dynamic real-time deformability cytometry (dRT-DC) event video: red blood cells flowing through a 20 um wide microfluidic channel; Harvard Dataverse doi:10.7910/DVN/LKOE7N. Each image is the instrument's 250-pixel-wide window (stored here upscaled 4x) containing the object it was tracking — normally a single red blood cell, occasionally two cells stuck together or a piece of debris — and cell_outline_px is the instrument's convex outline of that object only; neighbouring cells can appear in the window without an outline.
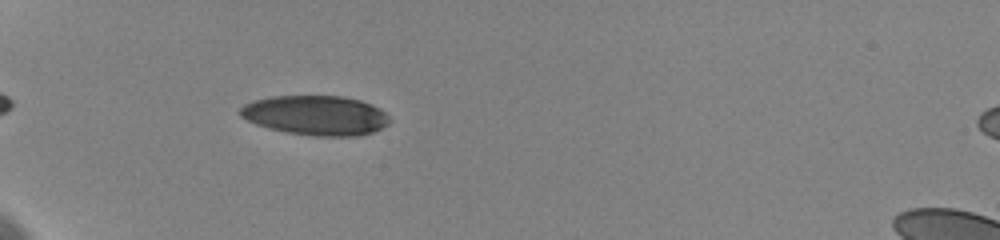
{"species": "human", "species_latin": "Homo sapiens", "temperature_condition": "cold", "stored_images_in_passage": 15, "camera_frame_rate_fps": 3000, "um_per_image_px": 0.085, "donor": {"sex": "female"}, "frame": {"image": 1, "passage_image": 3, "time_ms": 1.333, "image_size_px": [1000, 240], "cell_outline_px": [[392, 120], [388, 124], [372, 132], [360, 136], [312, 136], [288, 132], [268, 128], [256, 124], [240, 116], [240, 108], [244, 104], [252, 100], [272, 96], [344, 96], [360, 100], [372, 104], [384, 112]], "centroid_in_image_um": [26.84, 9.8], "position_along_channel_um": 58.2, "area_um2": 34.62}}
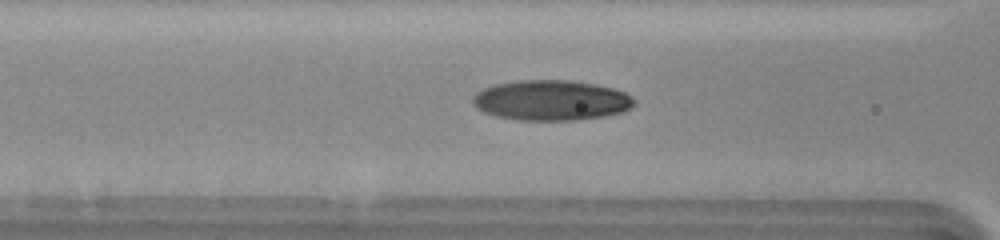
{"frame": {"image": 2, "passage_image": 7, "time_ms": 3.667, "image_size_px": [1000, 240], "cell_outline_px": [[636, 104], [632, 108], [624, 112], [604, 116], [576, 120], [520, 120], [496, 116], [484, 112], [476, 108], [472, 104], [472, 96], [476, 92], [492, 84], [516, 80], [572, 80], [596, 84], [612, 88], [624, 92], [632, 96], [636, 100]], "centroid_in_image_um": [46.86, 8.52], "position_along_channel_um": 119.7, "area_um2": 38.38}}